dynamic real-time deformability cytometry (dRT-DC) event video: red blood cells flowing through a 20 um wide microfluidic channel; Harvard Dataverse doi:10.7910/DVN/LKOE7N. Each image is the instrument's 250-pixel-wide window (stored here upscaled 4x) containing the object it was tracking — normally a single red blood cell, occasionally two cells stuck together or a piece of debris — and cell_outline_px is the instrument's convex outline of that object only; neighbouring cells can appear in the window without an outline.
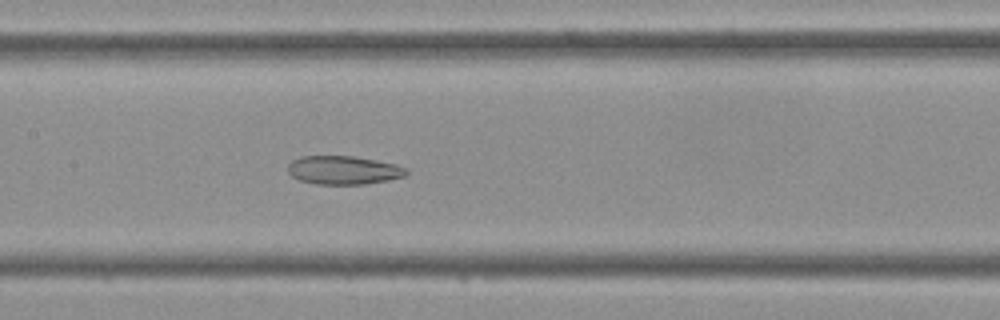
{"species": "Egyptian fruit bat (a non-hibernating species)", "species_latin": "Rousettus aegyptiacus", "temperature_condition": "cold", "stored_images_in_passage": 44, "camera_frame_rate_fps": 3000, "um_per_image_px": 0.085, "frame": {"image": 1, "passage_image": 21, "time_ms": 6.667, "image_size_px": [1000, 320], "cell_outline_px": [[408, 172], [404, 176], [388, 180], [364, 184], [316, 184], [300, 180], [292, 176], [288, 172], [288, 164], [292, 160], [300, 156], [352, 156], [376, 160], [396, 164], [408, 168]], "centroid_in_image_um": [29.2, 14.45], "position_along_channel_um": 178.2, "area_um2": 19.71}}
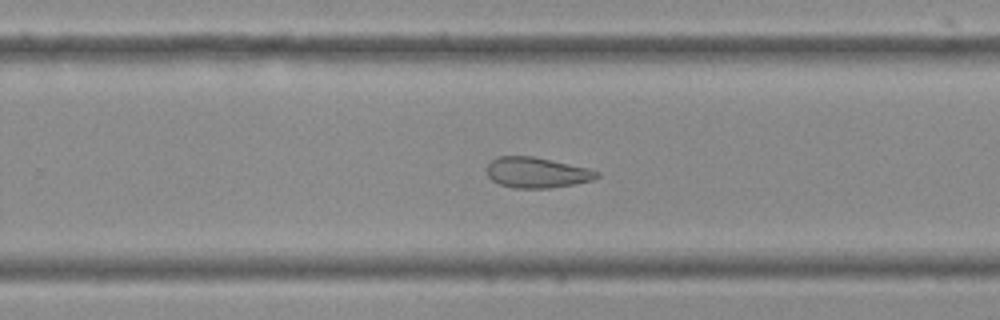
{"frame": {"image": 2, "passage_image": 28, "time_ms": 9.0, "image_size_px": [1000, 320], "cell_outline_px": [[600, 176], [592, 180], [572, 184], [548, 188], [516, 188], [500, 184], [492, 180], [488, 176], [488, 164], [496, 156], [532, 156], [588, 168], [600, 172]], "centroid_in_image_um": [45.63, 14.66], "position_along_channel_um": 284.2, "area_um2": 19.36}}
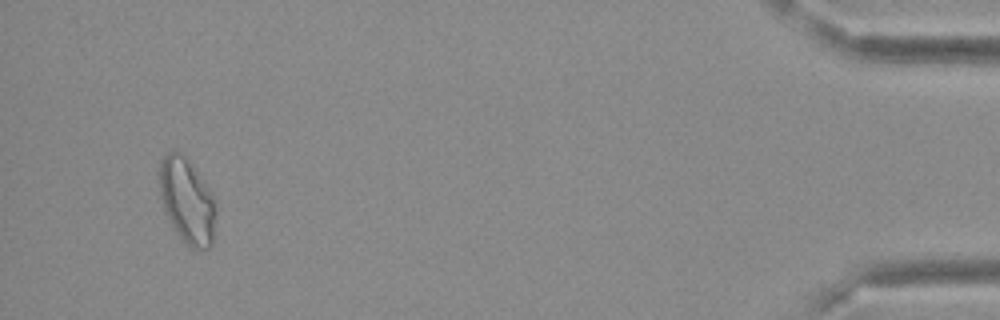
{"frame": {"image": 3, "passage_image": 42, "time_ms": 13.667, "image_size_px": [1000, 320], "cell_outline_px": [[216, 232], [212, 244], [208, 248], [188, 248], [172, 228], [164, 212], [160, 196], [160, 160], [172, 148], [180, 152], [192, 164], [204, 180], [212, 196], [216, 212]], "centroid_in_image_um": [15.9, 17.1], "position_along_channel_um": 419.3, "area_um2": 28.55}}